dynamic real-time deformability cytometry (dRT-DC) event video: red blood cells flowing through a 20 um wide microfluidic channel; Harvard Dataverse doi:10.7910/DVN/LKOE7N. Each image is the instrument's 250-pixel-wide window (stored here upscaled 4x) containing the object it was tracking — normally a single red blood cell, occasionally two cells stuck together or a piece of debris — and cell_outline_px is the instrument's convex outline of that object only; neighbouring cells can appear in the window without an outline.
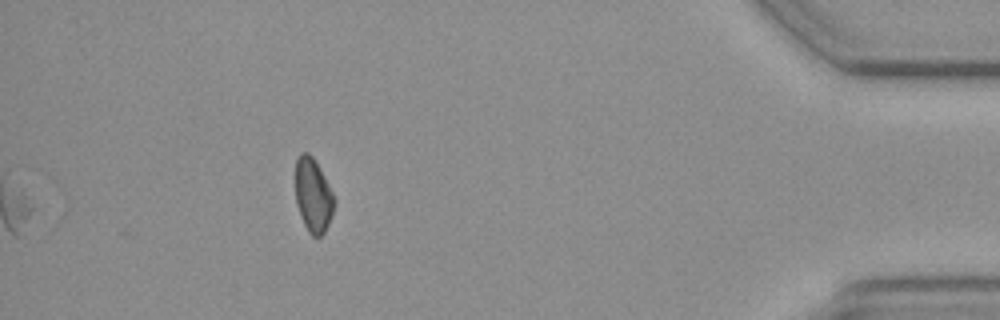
{"species": "common noctule bat (a hibernating species)", "species_latin": "Nyctalus noctula", "temperature_condition": "cold", "stored_images_in_passage": 46, "segment_of_instrument_passage": [2, 2], "camera_frame_rate_fps": 3000, "um_per_image_px": 0.085, "animal": {"sex": "female", "body_mass_g": 19.3, "forearm_length_mm": 54.1}, "frame": {"image": 1, "passage_image": 46, "time_ms": 15.0, "image_size_px": [1000, 320], "cell_outline_px": [[336, 200], [328, 224], [324, 232], [320, 236], [312, 236], [308, 232], [300, 216], [296, 204], [296, 156], [300, 152], [308, 152], [312, 156], [320, 168]], "centroid_in_image_um": [26.6, 16.58], "position_along_channel_um": 408.6, "area_um2": 16.7}}